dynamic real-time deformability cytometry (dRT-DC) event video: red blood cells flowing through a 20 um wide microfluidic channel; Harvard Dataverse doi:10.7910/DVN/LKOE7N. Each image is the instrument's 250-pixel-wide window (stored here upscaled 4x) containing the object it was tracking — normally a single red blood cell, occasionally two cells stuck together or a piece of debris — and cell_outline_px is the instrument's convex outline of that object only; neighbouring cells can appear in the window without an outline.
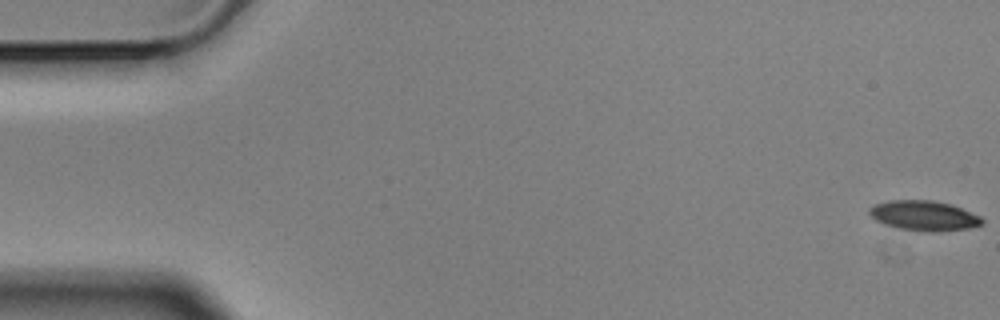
{"species": "Egyptian fruit bat (a non-hibernating species)", "species_latin": "Rousettus aegyptiacus", "temperature_condition": "cold", "stored_images_in_passage": 6, "camera_frame_rate_fps": 3000, "um_per_image_px": 0.085, "animal": {"sex": "male"}, "frame": {"image": 1, "passage_image": 1, "time_ms": 0.0, "image_size_px": [1000, 320], "cell_outline_px": [[984, 220], [980, 224], [968, 228], [932, 232], [900, 228], [884, 224], [876, 220], [868, 212], [868, 208], [876, 204], [892, 200], [932, 200], [952, 204], [980, 216]], "centroid_in_image_um": [78.53, 18.32], "position_along_channel_um": 6.5, "area_um2": 19.42}}